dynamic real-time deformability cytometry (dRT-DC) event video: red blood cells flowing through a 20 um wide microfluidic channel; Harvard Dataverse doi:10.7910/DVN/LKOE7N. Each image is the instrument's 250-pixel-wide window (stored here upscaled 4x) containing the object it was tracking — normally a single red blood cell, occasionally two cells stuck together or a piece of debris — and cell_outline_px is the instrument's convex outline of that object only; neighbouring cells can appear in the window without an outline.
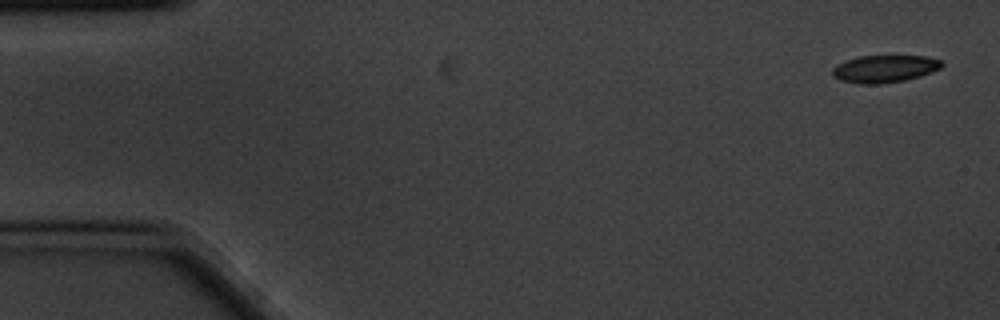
{"species": "common noctule bat (a hibernating species)", "species_latin": "Nyctalus noctula", "temperature_condition": "cold", "stored_images_in_passage": 5, "camera_frame_rate_fps": 3000, "um_per_image_px": 0.085, "animal": {"sex": "male", "body_mass_g": 20.1, "forearm_length_mm": 53.5}, "frame": {"image": 1, "passage_image": 1, "time_ms": 0.0, "image_size_px": [1000, 320], "cell_outline_px": [[944, 64], [940, 68], [932, 72], [920, 76], [904, 80], [880, 84], [860, 84], [840, 80], [832, 76], [832, 68], [836, 64], [860, 56], [924, 56], [940, 60]], "centroid_in_image_um": [75.17, 5.85], "position_along_channel_um": 9.8, "area_um2": 17.4}}
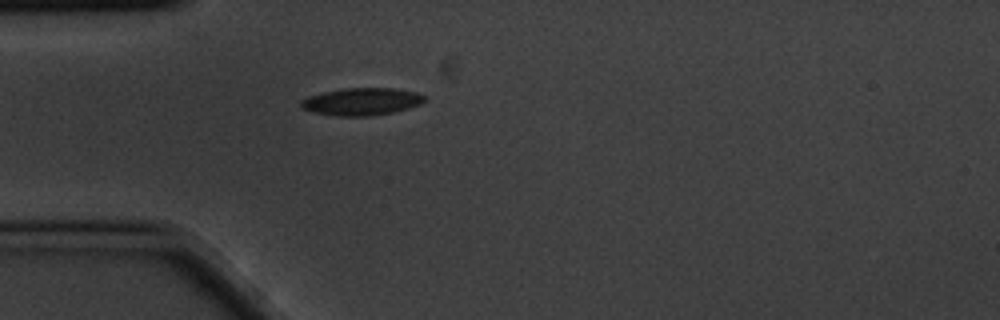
{"frame": {"image": 2, "passage_image": 5, "time_ms": 1.333, "image_size_px": [1000, 320], "cell_outline_px": [[424, 100], [420, 104], [408, 108], [392, 112], [372, 116], [336, 116], [312, 112], [300, 108], [300, 100], [308, 96], [340, 88], [392, 88], [416, 92], [424, 96]], "centroid_in_image_um": [30.68, 8.64], "position_along_channel_um": 54.3, "area_um2": 19.77}}